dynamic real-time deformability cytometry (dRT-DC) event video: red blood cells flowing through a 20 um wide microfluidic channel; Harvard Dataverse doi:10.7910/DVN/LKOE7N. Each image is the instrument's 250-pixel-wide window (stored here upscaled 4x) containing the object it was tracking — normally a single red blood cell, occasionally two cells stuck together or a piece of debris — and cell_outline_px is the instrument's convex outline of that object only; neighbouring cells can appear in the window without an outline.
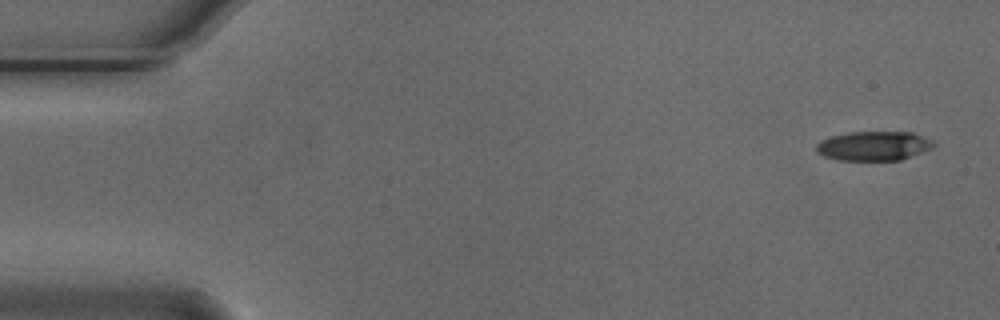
{"species": "Egyptian fruit bat (a non-hibernating species)", "species_latin": "Rousettus aegyptiacus", "temperature_condition": "cold", "stored_images_in_passage": 5, "camera_frame_rate_fps": 3000, "um_per_image_px": 0.085, "animal": {"sex": "male"}, "frame": {"image": 1, "passage_image": 1, "time_ms": 0.0, "image_size_px": [1000, 320], "cell_outline_px": [[936, 148], [900, 160], [840, 160], [824, 156], [816, 152], [816, 144], [820, 140], [832, 136], [848, 132], [912, 132], [932, 140], [936, 144]], "centroid_in_image_um": [74.3, 12.4], "position_along_channel_um": 10.7, "area_um2": 20.23}}
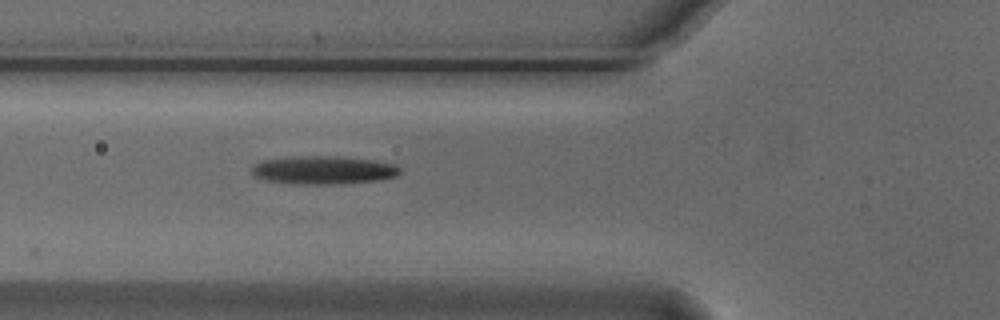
{"frame": {"image": 2, "passage_image": 5, "time_ms": 1.333, "image_size_px": [1000, 320], "cell_outline_px": [[400, 172], [396, 176], [376, 180], [344, 184], [292, 184], [268, 180], [252, 176], [252, 164], [264, 160], [292, 156], [336, 156], [372, 160], [396, 164], [400, 168]], "centroid_in_image_um": [27.46, 14.46], "position_along_channel_um": 98.3, "area_um2": 24.51}}